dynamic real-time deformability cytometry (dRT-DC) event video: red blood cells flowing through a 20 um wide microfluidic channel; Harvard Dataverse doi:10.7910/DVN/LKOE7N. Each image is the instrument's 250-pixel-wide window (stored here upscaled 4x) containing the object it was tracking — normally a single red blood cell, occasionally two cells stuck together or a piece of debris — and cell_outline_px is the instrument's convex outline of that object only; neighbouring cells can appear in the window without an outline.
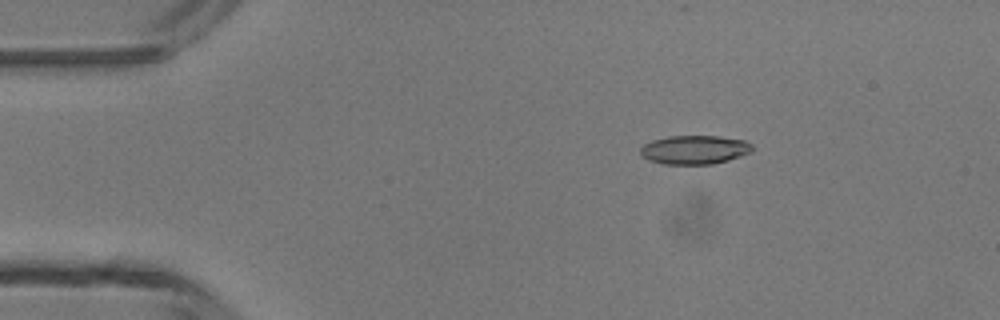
{"species": "common noctule bat (a hibernating species)", "species_latin": "Nyctalus noctula", "temperature_condition": "room temperature", "stored_images_in_passage": 43, "camera_frame_rate_fps": 3000, "um_per_image_px": 0.085, "animal": {"sex": "male", "body_mass_g": 13.3}, "frame": {"image": 1, "passage_image": 4, "time_ms": 1.0, "image_size_px": [1000, 320], "cell_outline_px": [[752, 152], [728, 160], [712, 164], [664, 164], [648, 160], [640, 156], [640, 148], [644, 144], [652, 140], [668, 136], [720, 136], [744, 140], [752, 144]], "centroid_in_image_um": [59.01, 12.72], "position_along_channel_um": 26.0, "area_um2": 18.9}}
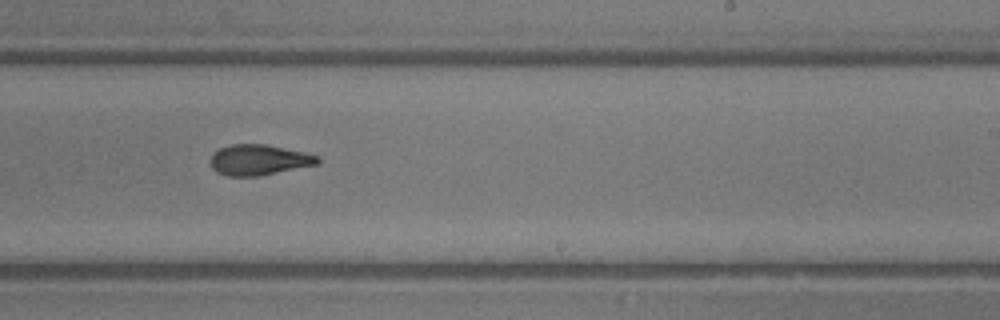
{"frame": {"image": 2, "passage_image": 25, "time_ms": 8.0, "image_size_px": [1000, 320], "cell_outline_px": [[320, 164], [260, 176], [228, 176], [216, 172], [212, 168], [212, 156], [220, 148], [232, 144], [264, 144], [304, 152], [316, 156], [320, 160]], "centroid_in_image_um": [22.03, 13.6], "position_along_channel_um": 267.0, "area_um2": 18.96}}
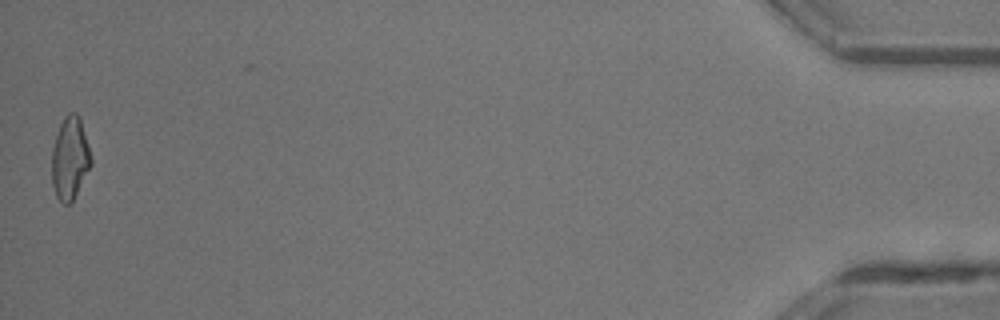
{"frame": {"image": 3, "passage_image": 43, "time_ms": 14.0, "image_size_px": [1000, 320], "cell_outline_px": [[92, 164], [72, 200], [68, 204], [64, 204], [56, 196], [52, 184], [52, 148], [60, 124], [64, 116], [68, 112], [76, 112], [80, 116], [92, 160]], "centroid_in_image_um": [5.94, 13.41], "position_along_channel_um": 429.3, "area_um2": 18.73}, "authors_computed_cell_mechanics": {"area_um2": 19.0162, "velocity_mm_per_s": 4.3939, "shape_relaxation_time_tau1_ms": 6.7035, "shape_relaxation_time_tau2_ms": 3.8737, "deformation_change_tau1": 0.1964, "deformation_change_tau2": 0.1323}}